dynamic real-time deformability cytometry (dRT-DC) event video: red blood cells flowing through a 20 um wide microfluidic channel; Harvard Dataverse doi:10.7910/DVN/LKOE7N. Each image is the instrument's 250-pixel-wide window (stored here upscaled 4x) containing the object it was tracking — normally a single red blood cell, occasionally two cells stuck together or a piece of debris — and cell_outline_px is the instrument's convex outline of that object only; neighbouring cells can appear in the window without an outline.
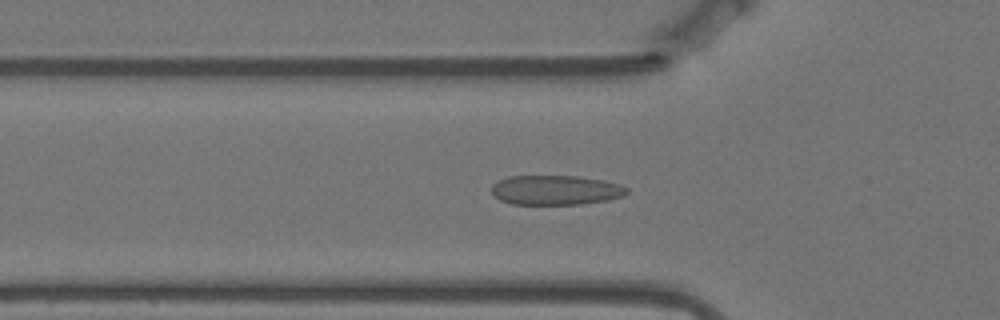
{"species": "Egyptian fruit bat (a non-hibernating species)", "species_latin": "Rousettus aegyptiacus", "temperature_condition": "warm", "stored_images_in_passage": 57, "camera_frame_rate_fps": 3000, "um_per_image_px": 0.085, "animal": {"sex": "female"}, "frame": {"image": 1, "passage_image": 18, "time_ms": 5.667, "image_size_px": [1000, 320], "cell_outline_px": [[628, 192], [624, 196], [608, 200], [580, 204], [512, 204], [500, 200], [492, 192], [492, 184], [508, 176], [576, 176], [604, 180], [620, 184], [628, 188]], "centroid_in_image_um": [47.26, 16.15], "position_along_channel_um": 78.5, "area_um2": 23.35}}
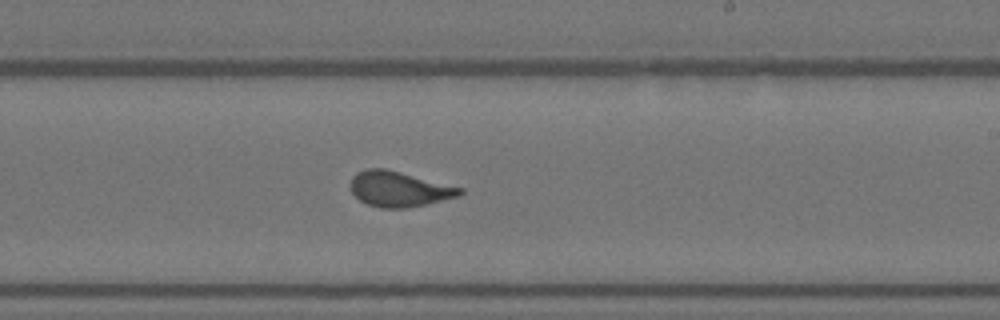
{"frame": {"image": 2, "passage_image": 33, "time_ms": 10.667, "image_size_px": [1000, 320], "cell_outline_px": [[464, 192], [460, 196], [408, 208], [380, 208], [368, 204], [360, 200], [352, 192], [352, 176], [356, 172], [368, 168], [384, 168], [464, 188]], "centroid_in_image_um": [33.94, 16.07], "position_along_channel_um": 255.1, "area_um2": 22.37}}
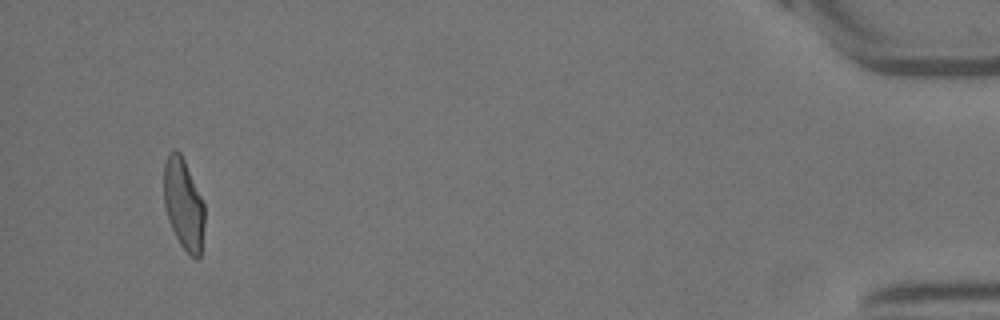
{"frame": {"image": 3, "passage_image": 54, "time_ms": 17.667, "image_size_px": [1000, 320], "cell_outline_px": [[204, 224], [200, 256], [196, 260], [180, 244], [168, 220], [164, 208], [164, 164], [168, 152], [180, 152], [184, 160], [204, 204]], "centroid_in_image_um": [15.59, 17.36], "position_along_channel_um": 419.6, "area_um2": 21.27}, "authors_computed_cell_mechanics": {"area_um2": 22.4264, "velocity_mm_per_s": 3.5078, "shape_relaxation_time_tau1_ms": 6.5966, "shape_relaxation_time_tau2_ms": null, "deformation_change_tau1": 0.1979, "deformation_change_tau2": null}}